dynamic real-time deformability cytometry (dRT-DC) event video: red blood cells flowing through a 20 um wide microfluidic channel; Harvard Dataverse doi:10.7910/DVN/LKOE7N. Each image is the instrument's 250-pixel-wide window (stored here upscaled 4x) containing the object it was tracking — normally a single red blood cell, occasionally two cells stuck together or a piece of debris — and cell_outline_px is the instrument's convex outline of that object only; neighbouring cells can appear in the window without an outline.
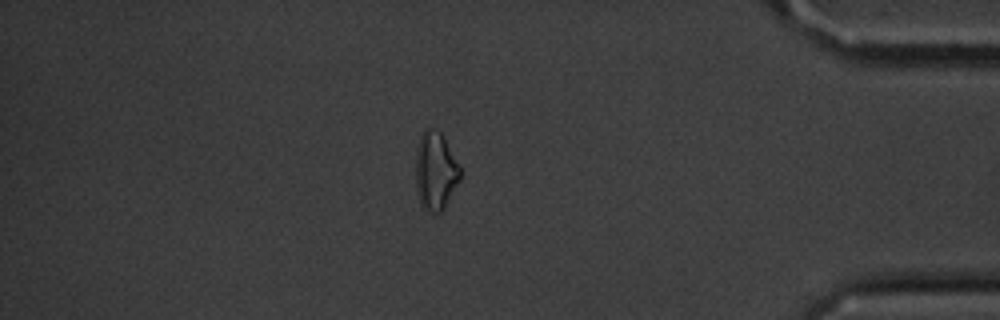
{"species": "common noctule bat (a hibernating species)", "species_latin": "Nyctalus noctula", "temperature_condition": "cold", "stored_images_in_passage": 14, "segment_of_instrument_passage": [2, 2], "camera_frame_rate_fps": 3000, "um_per_image_px": 0.085, "animal": {"sex": "male", "body_mass_g": 20.1, "forearm_length_mm": 53.5}, "frame": {"image": 1, "passage_image": 14, "time_ms": 16.0, "image_size_px": [1000, 320], "cell_outline_px": [[460, 180], [444, 208], [440, 212], [424, 212], [420, 204], [416, 192], [416, 152], [420, 136], [424, 128], [436, 128], [440, 132], [460, 164]], "centroid_in_image_um": [37.0, 14.54], "position_along_channel_um": 398.2, "area_um2": 20.52}}